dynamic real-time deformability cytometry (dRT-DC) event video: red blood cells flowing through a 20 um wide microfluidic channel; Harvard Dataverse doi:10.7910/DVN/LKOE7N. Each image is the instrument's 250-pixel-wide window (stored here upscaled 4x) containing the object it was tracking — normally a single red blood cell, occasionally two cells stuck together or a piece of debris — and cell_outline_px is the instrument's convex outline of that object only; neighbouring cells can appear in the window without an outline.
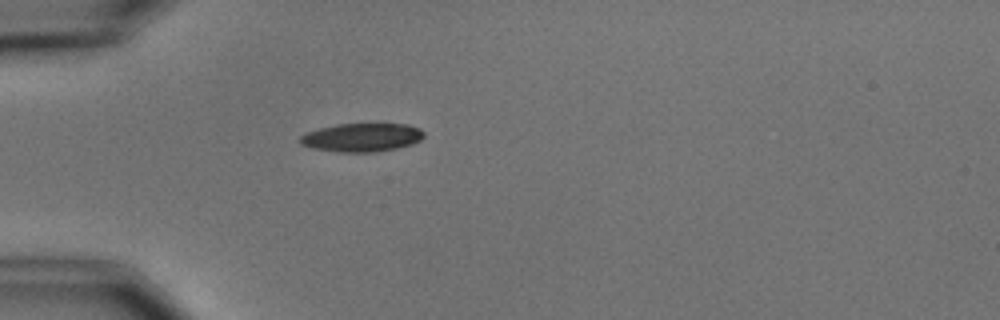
{"species": "common noctule bat (a hibernating species)", "species_latin": "Nyctalus noctula", "temperature_condition": "cold", "stored_images_in_passage": 3, "camera_frame_rate_fps": 3000, "um_per_image_px": 0.085, "animal": {"sex": "male", "body_mass_g": 15.6}, "frame": {"image": 1, "passage_image": 3, "time_ms": 3.333, "image_size_px": [1000, 320], "cell_outline_px": [[424, 136], [420, 140], [412, 144], [396, 148], [376, 152], [340, 152], [312, 148], [300, 144], [300, 136], [304, 132], [336, 124], [408, 124], [420, 128], [424, 132]], "centroid_in_image_um": [30.75, 11.68], "position_along_channel_um": 54.3, "area_um2": 20.63}}